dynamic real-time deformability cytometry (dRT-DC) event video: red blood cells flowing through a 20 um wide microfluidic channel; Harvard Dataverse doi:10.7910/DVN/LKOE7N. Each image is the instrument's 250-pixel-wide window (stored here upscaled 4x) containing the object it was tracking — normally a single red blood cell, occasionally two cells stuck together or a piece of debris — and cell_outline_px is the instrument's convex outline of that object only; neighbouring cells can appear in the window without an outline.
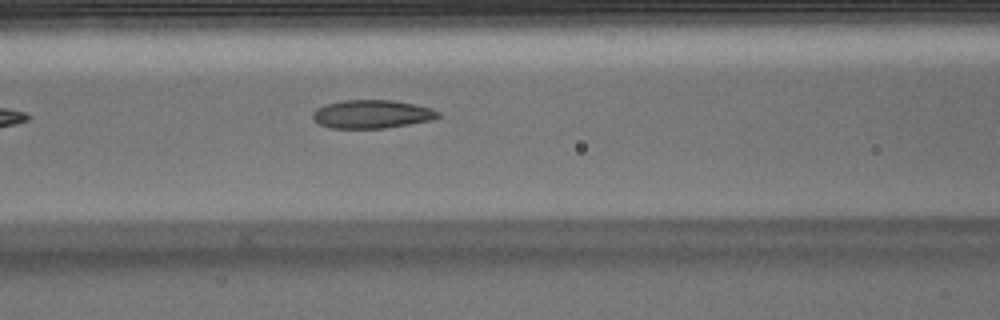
{"species": "Egyptian fruit bat (a non-hibernating species)", "species_latin": "Rousettus aegyptiacus", "temperature_condition": "warm", "stored_images_in_passage": 6, "camera_frame_rate_fps": 3000, "um_per_image_px": 0.085, "animal": {"sex": "male"}, "frame": {"image": 1, "passage_image": 6, "time_ms": 1.667, "image_size_px": [1000, 320], "cell_outline_px": [[440, 116], [432, 120], [384, 128], [332, 128], [320, 124], [312, 120], [312, 112], [316, 108], [324, 104], [344, 100], [392, 100], [432, 108], [440, 112]], "centroid_in_image_um": [31.58, 9.7], "position_along_channel_um": 135.0, "area_um2": 20.75}}